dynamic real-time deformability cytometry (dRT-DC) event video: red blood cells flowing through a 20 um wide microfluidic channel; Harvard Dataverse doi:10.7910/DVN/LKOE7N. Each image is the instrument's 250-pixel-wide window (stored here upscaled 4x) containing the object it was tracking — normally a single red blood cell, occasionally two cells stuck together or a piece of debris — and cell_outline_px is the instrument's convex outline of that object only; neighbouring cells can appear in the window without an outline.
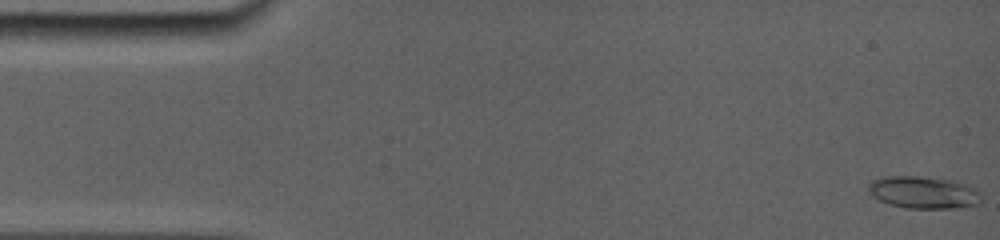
{"species": "common noctule bat (a hibernating species)", "species_latin": "Nyctalus noctula", "temperature_condition": "room temperature", "stored_images_in_passage": 100, "camera_frame_rate_fps": 5000, "um_per_image_px": 0.085, "animal": {"sex": "female", "body_mass_g": 19.0, "forearm_length_mm": 56.7}, "frame": {"image": 1, "passage_image": 1, "time_ms": 0.0, "image_size_px": [1000, 240], "cell_outline_px": [[980, 204], [960, 208], [904, 208], [888, 204], [872, 196], [868, 192], [868, 184], [872, 180], [884, 176], [920, 176], [952, 180], [976, 188], [980, 192]], "centroid_in_image_um": [78.49, 16.36], "position_along_channel_um": 6.5, "area_um2": 21.44}}
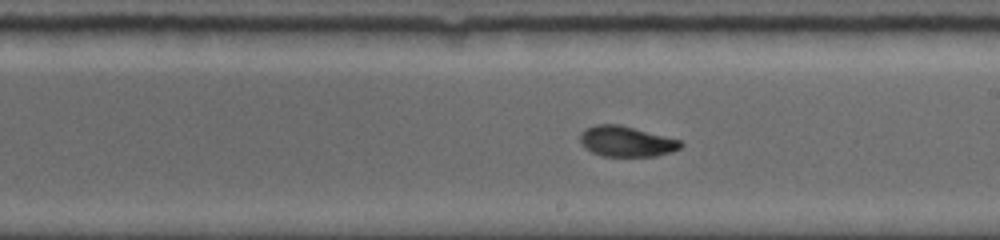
{"frame": {"image": 2, "passage_image": 55, "time_ms": 9.2, "image_size_px": [1000, 240], "cell_outline_px": [[684, 144], [680, 148], [672, 152], [656, 156], [600, 156], [584, 148], [580, 140], [580, 132], [596, 124], [620, 124], [680, 140]], "centroid_in_image_um": [53.23, 12.02], "position_along_channel_um": 235.8, "area_um2": 17.92}}
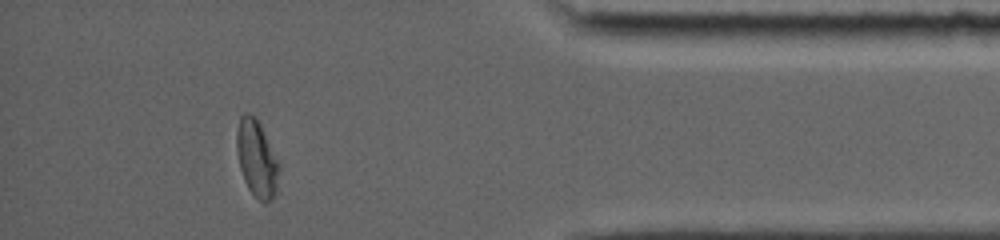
{"frame": {"image": 3, "passage_image": 88, "time_ms": 14.4, "image_size_px": [1000, 240], "cell_outline_px": [[280, 168], [276, 192], [264, 204], [248, 188], [244, 180], [240, 168], [236, 148], [236, 132], [240, 116], [244, 112], [248, 112], [256, 116], [280, 164]], "centroid_in_image_um": [21.81, 13.43], "position_along_channel_um": 413.4, "area_um2": 18.96}, "authors_computed_cell_mechanics": {"area_um2": 18.4093, "velocity_mm_per_s": 3.8694, "shape_relaxation_time_tau1_ms": null, "shape_relaxation_time_tau2_ms": 1.5854, "deformation_change_tau1": null, "deformation_change_tau2": 0.057}}